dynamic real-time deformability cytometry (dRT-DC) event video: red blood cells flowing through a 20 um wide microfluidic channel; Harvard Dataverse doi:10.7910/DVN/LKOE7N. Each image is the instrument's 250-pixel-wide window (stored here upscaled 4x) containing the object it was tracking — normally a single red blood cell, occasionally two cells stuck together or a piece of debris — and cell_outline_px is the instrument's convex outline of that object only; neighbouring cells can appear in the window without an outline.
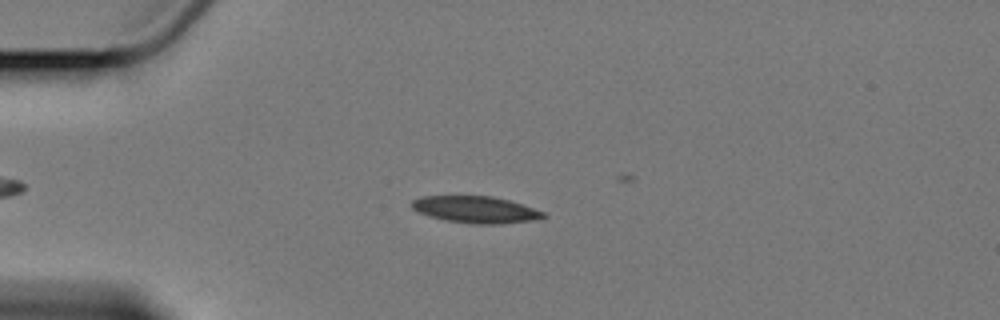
{"species": "Egyptian fruit bat (a non-hibernating species)", "species_latin": "Rousettus aegyptiacus", "temperature_condition": "cold", "stored_images_in_passage": 7, "camera_frame_rate_fps": 3000, "um_per_image_px": 0.085, "animal": {"sex": "female"}, "frame": {"image": 1, "passage_image": 1, "time_ms": 0.0, "image_size_px": [1000, 320], "cell_outline_px": [[548, 216], [532, 220], [500, 224], [472, 224], [444, 220], [428, 216], [412, 208], [412, 200], [424, 196], [492, 196], [508, 200], [544, 212]], "centroid_in_image_um": [40.41, 17.82], "position_along_channel_um": 44.6, "area_um2": 20.35}}
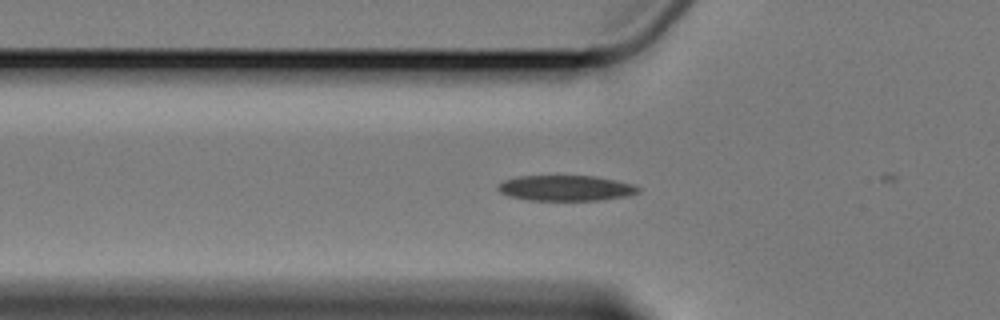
{"frame": {"image": 2, "passage_image": 6, "time_ms": 1.667, "image_size_px": [1000, 320], "cell_outline_px": [[640, 192], [624, 196], [600, 200], [528, 200], [508, 196], [500, 192], [496, 188], [504, 180], [520, 176], [596, 176], [616, 180], [632, 184], [640, 188]], "centroid_in_image_um": [48.08, 15.99], "position_along_channel_um": 77.7, "area_um2": 20.75}}